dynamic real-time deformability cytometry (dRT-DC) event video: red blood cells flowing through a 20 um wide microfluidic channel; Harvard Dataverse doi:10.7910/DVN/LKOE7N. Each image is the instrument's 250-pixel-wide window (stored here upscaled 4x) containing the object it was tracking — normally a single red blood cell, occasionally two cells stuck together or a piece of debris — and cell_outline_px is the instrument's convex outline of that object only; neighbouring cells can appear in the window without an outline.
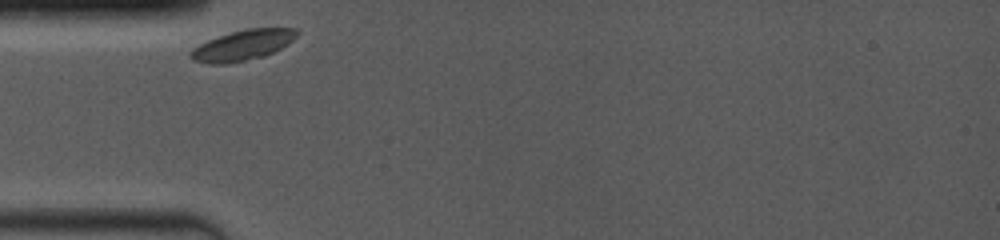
{"species": "common noctule bat (a hibernating species)", "species_latin": "Nyctalus noctula", "temperature_condition": "room temperature", "stored_images_in_passage": 52, "camera_frame_rate_fps": 4000, "um_per_image_px": 0.085, "animal": {"sex": "female", "body_mass_g": 19.0, "forearm_length_mm": 53.3}, "frame": {"image": 1, "passage_image": 1, "time_ms": 0.0, "image_size_px": [1000, 240], "cell_outline_px": [[300, 32], [292, 40], [280, 48], [264, 56], [228, 64], [208, 64], [192, 60], [188, 56], [188, 52], [192, 48], [208, 40], [232, 32], [248, 28], [296, 28]], "centroid_in_image_um": [20.58, 3.85], "position_along_channel_um": 64.4, "area_um2": 18.79}}
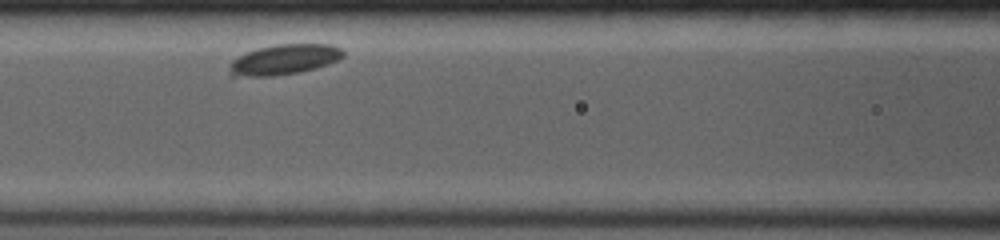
{"frame": {"image": 2, "passage_image": 10, "time_ms": 2.25, "image_size_px": [1000, 240], "cell_outline_px": [[344, 56], [328, 64], [316, 68], [300, 72], [272, 76], [228, 76], [228, 68], [232, 60], [256, 48], [276, 44], [328, 44], [340, 48], [344, 52]], "centroid_in_image_um": [24.12, 5.06], "position_along_channel_um": 142.5, "area_um2": 20.06}}
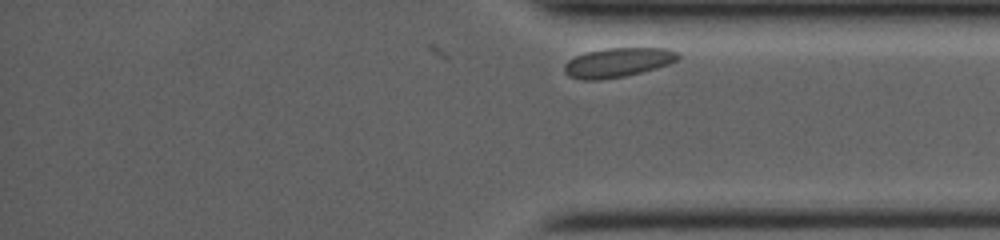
{"frame": {"image": 3, "passage_image": 52, "time_ms": 9.0, "image_size_px": [1000, 240], "cell_outline_px": [[680, 60], [656, 68], [624, 76], [600, 80], [580, 80], [568, 76], [564, 72], [564, 64], [568, 60], [576, 56], [588, 52], [604, 48], [668, 48], [680, 52]], "centroid_in_image_um": [52.53, 5.31], "position_along_channel_um": 382.7, "area_um2": 19.59}}